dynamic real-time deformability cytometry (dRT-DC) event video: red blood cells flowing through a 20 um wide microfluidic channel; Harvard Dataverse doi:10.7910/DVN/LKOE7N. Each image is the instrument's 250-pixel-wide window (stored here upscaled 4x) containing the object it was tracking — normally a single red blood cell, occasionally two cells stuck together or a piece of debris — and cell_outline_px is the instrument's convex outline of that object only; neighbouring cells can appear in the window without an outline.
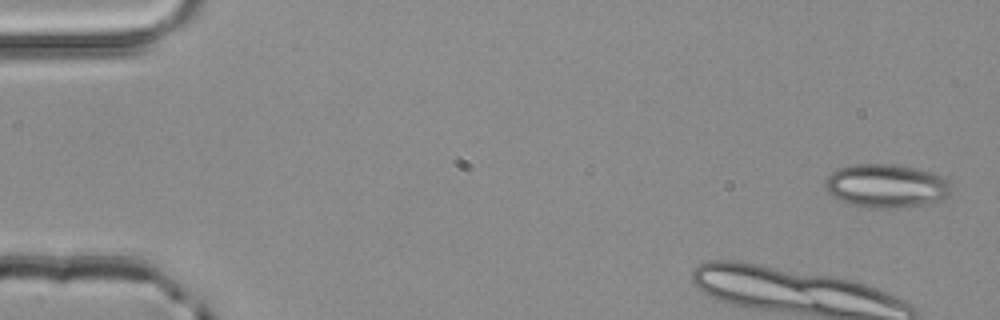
{"species": "common noctule bat (a hibernating species)", "species_latin": "Nyctalus noctula", "temperature_condition": "room temperature", "stored_images_in_passage": 3, "camera_frame_rate_fps": 3000, "um_per_image_px": 0.085, "animal": {"sex": "male", "body_mass_g": 20.4}, "frame": {"image": 1, "passage_image": 1, "time_ms": 0.0, "image_size_px": [1000, 320], "cell_outline_px": [[952, 192], [948, 196], [936, 204], [900, 208], [876, 208], [852, 204], [840, 200], [828, 192], [824, 188], [824, 180], [836, 168], [856, 164], [896, 164], [932, 172], [944, 176], [952, 184]], "centroid_in_image_um": [75.4, 15.81], "position_along_channel_um": 9.6, "area_um2": 32.66}}